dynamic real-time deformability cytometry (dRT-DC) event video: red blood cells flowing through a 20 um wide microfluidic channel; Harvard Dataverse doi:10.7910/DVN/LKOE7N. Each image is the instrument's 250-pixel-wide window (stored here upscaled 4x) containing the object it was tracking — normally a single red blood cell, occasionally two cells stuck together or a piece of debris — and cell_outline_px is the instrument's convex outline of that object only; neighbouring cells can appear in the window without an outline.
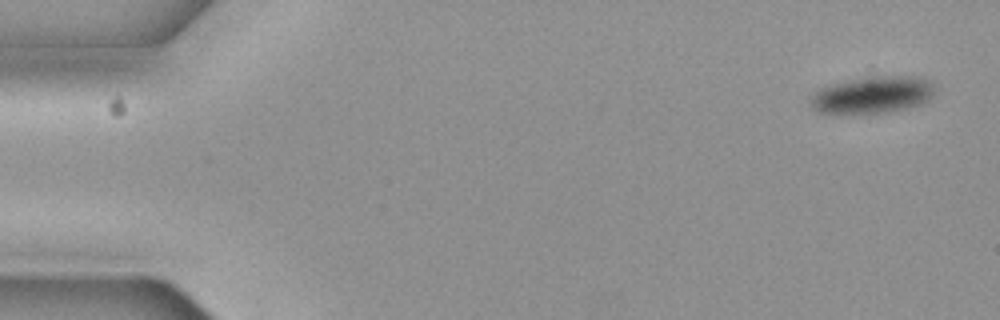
{"species": "common noctule bat (a hibernating species)", "species_latin": "Nyctalus noctula", "temperature_condition": "cold", "stored_images_in_passage": 5, "camera_frame_rate_fps": 3000, "um_per_image_px": 0.085, "animal": {"sex": "female", "body_mass_g": 19.3, "forearm_length_mm": 54.1}, "frame": {"image": 1, "passage_image": 1, "time_ms": 0.0, "image_size_px": [1000, 320], "cell_outline_px": [[932, 96], [928, 100], [920, 104], [888, 112], [820, 112], [808, 100], [816, 88], [832, 84], [872, 76], [920, 76], [932, 80]], "centroid_in_image_um": [74.18, 8.03], "position_along_channel_um": 10.8, "area_um2": 26.3}}
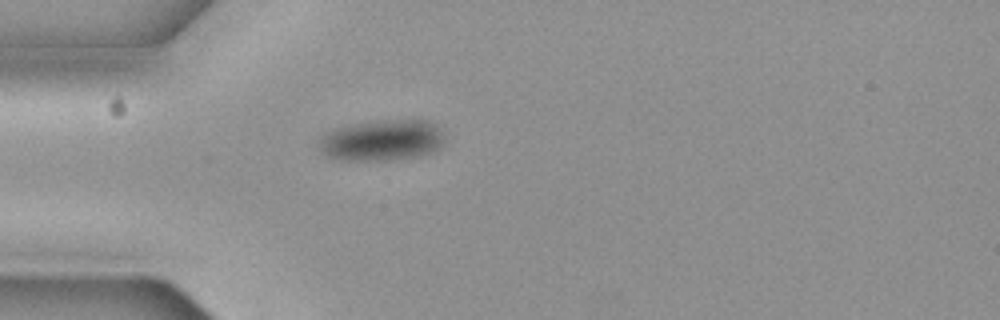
{"frame": {"image": 2, "passage_image": 5, "time_ms": 1.333, "image_size_px": [1000, 320], "cell_outline_px": [[440, 140], [432, 148], [424, 152], [408, 156], [384, 160], [344, 160], [328, 156], [320, 152], [316, 140], [320, 136], [332, 128], [352, 124], [376, 120], [432, 120], [436, 124], [440, 132]], "centroid_in_image_um": [32.26, 11.88], "position_along_channel_um": 52.7, "area_um2": 29.25}}